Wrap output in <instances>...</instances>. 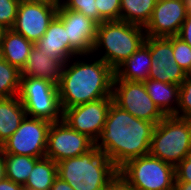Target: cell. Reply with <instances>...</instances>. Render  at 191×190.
I'll return each mask as SVG.
<instances>
[{"mask_svg": "<svg viewBox=\"0 0 191 190\" xmlns=\"http://www.w3.org/2000/svg\"><path fill=\"white\" fill-rule=\"evenodd\" d=\"M20 1L21 0H0V24L6 29L13 27Z\"/></svg>", "mask_w": 191, "mask_h": 190, "instance_id": "f1b7e54d", "label": "cell"}, {"mask_svg": "<svg viewBox=\"0 0 191 190\" xmlns=\"http://www.w3.org/2000/svg\"><path fill=\"white\" fill-rule=\"evenodd\" d=\"M7 29L0 24V47H1V44H2V40H3V36H4V33Z\"/></svg>", "mask_w": 191, "mask_h": 190, "instance_id": "74e56055", "label": "cell"}, {"mask_svg": "<svg viewBox=\"0 0 191 190\" xmlns=\"http://www.w3.org/2000/svg\"><path fill=\"white\" fill-rule=\"evenodd\" d=\"M155 126L112 102L95 146L119 169L127 161L149 154Z\"/></svg>", "mask_w": 191, "mask_h": 190, "instance_id": "6da1fadb", "label": "cell"}, {"mask_svg": "<svg viewBox=\"0 0 191 190\" xmlns=\"http://www.w3.org/2000/svg\"><path fill=\"white\" fill-rule=\"evenodd\" d=\"M57 177V163L48 157L40 158L34 165L25 190H50Z\"/></svg>", "mask_w": 191, "mask_h": 190, "instance_id": "603a6c76", "label": "cell"}, {"mask_svg": "<svg viewBox=\"0 0 191 190\" xmlns=\"http://www.w3.org/2000/svg\"><path fill=\"white\" fill-rule=\"evenodd\" d=\"M33 46L34 43L28 41L21 34L16 33L12 29H7L0 47V56L10 65L16 66L21 70Z\"/></svg>", "mask_w": 191, "mask_h": 190, "instance_id": "d6986e66", "label": "cell"}, {"mask_svg": "<svg viewBox=\"0 0 191 190\" xmlns=\"http://www.w3.org/2000/svg\"><path fill=\"white\" fill-rule=\"evenodd\" d=\"M20 78V70L0 56V98L18 96Z\"/></svg>", "mask_w": 191, "mask_h": 190, "instance_id": "d4e9b609", "label": "cell"}, {"mask_svg": "<svg viewBox=\"0 0 191 190\" xmlns=\"http://www.w3.org/2000/svg\"><path fill=\"white\" fill-rule=\"evenodd\" d=\"M18 98L26 116L51 123L63 120L58 85L49 80L21 76Z\"/></svg>", "mask_w": 191, "mask_h": 190, "instance_id": "52a82bcc", "label": "cell"}, {"mask_svg": "<svg viewBox=\"0 0 191 190\" xmlns=\"http://www.w3.org/2000/svg\"><path fill=\"white\" fill-rule=\"evenodd\" d=\"M99 16L104 21L120 20V0H95Z\"/></svg>", "mask_w": 191, "mask_h": 190, "instance_id": "f546056e", "label": "cell"}, {"mask_svg": "<svg viewBox=\"0 0 191 190\" xmlns=\"http://www.w3.org/2000/svg\"><path fill=\"white\" fill-rule=\"evenodd\" d=\"M65 0H57V4L61 5Z\"/></svg>", "mask_w": 191, "mask_h": 190, "instance_id": "b9f144b4", "label": "cell"}, {"mask_svg": "<svg viewBox=\"0 0 191 190\" xmlns=\"http://www.w3.org/2000/svg\"><path fill=\"white\" fill-rule=\"evenodd\" d=\"M21 1H36V2H46L49 4H57V0H21Z\"/></svg>", "mask_w": 191, "mask_h": 190, "instance_id": "f35d334b", "label": "cell"}, {"mask_svg": "<svg viewBox=\"0 0 191 190\" xmlns=\"http://www.w3.org/2000/svg\"><path fill=\"white\" fill-rule=\"evenodd\" d=\"M94 146L92 139L72 129L64 120L52 122L48 131L45 157L58 163L64 159L78 157Z\"/></svg>", "mask_w": 191, "mask_h": 190, "instance_id": "30bf717a", "label": "cell"}, {"mask_svg": "<svg viewBox=\"0 0 191 190\" xmlns=\"http://www.w3.org/2000/svg\"><path fill=\"white\" fill-rule=\"evenodd\" d=\"M187 14L184 0H157L144 27L146 36L168 38L178 35Z\"/></svg>", "mask_w": 191, "mask_h": 190, "instance_id": "9a60e30c", "label": "cell"}, {"mask_svg": "<svg viewBox=\"0 0 191 190\" xmlns=\"http://www.w3.org/2000/svg\"><path fill=\"white\" fill-rule=\"evenodd\" d=\"M151 62L150 36H147L145 43L114 70V80L144 82L149 78Z\"/></svg>", "mask_w": 191, "mask_h": 190, "instance_id": "ac0fdd59", "label": "cell"}, {"mask_svg": "<svg viewBox=\"0 0 191 190\" xmlns=\"http://www.w3.org/2000/svg\"><path fill=\"white\" fill-rule=\"evenodd\" d=\"M118 169L96 146L78 157L57 163V176L74 190H104Z\"/></svg>", "mask_w": 191, "mask_h": 190, "instance_id": "3957f363", "label": "cell"}, {"mask_svg": "<svg viewBox=\"0 0 191 190\" xmlns=\"http://www.w3.org/2000/svg\"><path fill=\"white\" fill-rule=\"evenodd\" d=\"M6 178L5 154L0 150V180Z\"/></svg>", "mask_w": 191, "mask_h": 190, "instance_id": "d590c367", "label": "cell"}, {"mask_svg": "<svg viewBox=\"0 0 191 190\" xmlns=\"http://www.w3.org/2000/svg\"><path fill=\"white\" fill-rule=\"evenodd\" d=\"M157 0H120V20L145 27Z\"/></svg>", "mask_w": 191, "mask_h": 190, "instance_id": "7402d4cb", "label": "cell"}, {"mask_svg": "<svg viewBox=\"0 0 191 190\" xmlns=\"http://www.w3.org/2000/svg\"><path fill=\"white\" fill-rule=\"evenodd\" d=\"M175 182H191V154L175 166Z\"/></svg>", "mask_w": 191, "mask_h": 190, "instance_id": "4dcf8cb0", "label": "cell"}, {"mask_svg": "<svg viewBox=\"0 0 191 190\" xmlns=\"http://www.w3.org/2000/svg\"><path fill=\"white\" fill-rule=\"evenodd\" d=\"M150 57L152 59L149 79L181 85L186 71L175 61L172 37L150 36Z\"/></svg>", "mask_w": 191, "mask_h": 190, "instance_id": "5bb4252c", "label": "cell"}, {"mask_svg": "<svg viewBox=\"0 0 191 190\" xmlns=\"http://www.w3.org/2000/svg\"><path fill=\"white\" fill-rule=\"evenodd\" d=\"M175 117L191 120V80L185 79L179 86V104Z\"/></svg>", "mask_w": 191, "mask_h": 190, "instance_id": "4316f807", "label": "cell"}, {"mask_svg": "<svg viewBox=\"0 0 191 190\" xmlns=\"http://www.w3.org/2000/svg\"><path fill=\"white\" fill-rule=\"evenodd\" d=\"M104 190H135L131 185L117 172L114 177L106 184Z\"/></svg>", "mask_w": 191, "mask_h": 190, "instance_id": "1f68e13d", "label": "cell"}, {"mask_svg": "<svg viewBox=\"0 0 191 190\" xmlns=\"http://www.w3.org/2000/svg\"><path fill=\"white\" fill-rule=\"evenodd\" d=\"M62 69L63 64L59 60L47 56L34 44L20 74L25 77L46 79L58 85Z\"/></svg>", "mask_w": 191, "mask_h": 190, "instance_id": "e0dca14e", "label": "cell"}, {"mask_svg": "<svg viewBox=\"0 0 191 190\" xmlns=\"http://www.w3.org/2000/svg\"><path fill=\"white\" fill-rule=\"evenodd\" d=\"M58 7V4L46 2L20 1L17 17L11 29L35 44L57 15Z\"/></svg>", "mask_w": 191, "mask_h": 190, "instance_id": "8fae6325", "label": "cell"}, {"mask_svg": "<svg viewBox=\"0 0 191 190\" xmlns=\"http://www.w3.org/2000/svg\"><path fill=\"white\" fill-rule=\"evenodd\" d=\"M146 37L144 27L121 20L103 21L97 25L92 56L99 55L102 48L105 53L98 57L115 70L145 43Z\"/></svg>", "mask_w": 191, "mask_h": 190, "instance_id": "277c9868", "label": "cell"}, {"mask_svg": "<svg viewBox=\"0 0 191 190\" xmlns=\"http://www.w3.org/2000/svg\"><path fill=\"white\" fill-rule=\"evenodd\" d=\"M149 154L173 166L191 154V120L165 116L154 128Z\"/></svg>", "mask_w": 191, "mask_h": 190, "instance_id": "5b68a950", "label": "cell"}, {"mask_svg": "<svg viewBox=\"0 0 191 190\" xmlns=\"http://www.w3.org/2000/svg\"><path fill=\"white\" fill-rule=\"evenodd\" d=\"M172 46L176 63L187 71L191 66V46L177 35L172 37Z\"/></svg>", "mask_w": 191, "mask_h": 190, "instance_id": "83f0119b", "label": "cell"}, {"mask_svg": "<svg viewBox=\"0 0 191 190\" xmlns=\"http://www.w3.org/2000/svg\"><path fill=\"white\" fill-rule=\"evenodd\" d=\"M144 85L152 101L166 116L176 113L179 104V85L149 78L144 81Z\"/></svg>", "mask_w": 191, "mask_h": 190, "instance_id": "ffe728a7", "label": "cell"}, {"mask_svg": "<svg viewBox=\"0 0 191 190\" xmlns=\"http://www.w3.org/2000/svg\"><path fill=\"white\" fill-rule=\"evenodd\" d=\"M175 190H191V182H175Z\"/></svg>", "mask_w": 191, "mask_h": 190, "instance_id": "8d00e7d4", "label": "cell"}, {"mask_svg": "<svg viewBox=\"0 0 191 190\" xmlns=\"http://www.w3.org/2000/svg\"><path fill=\"white\" fill-rule=\"evenodd\" d=\"M112 98L136 118L157 124L166 116L148 95L144 82L113 80Z\"/></svg>", "mask_w": 191, "mask_h": 190, "instance_id": "9c48e42d", "label": "cell"}, {"mask_svg": "<svg viewBox=\"0 0 191 190\" xmlns=\"http://www.w3.org/2000/svg\"><path fill=\"white\" fill-rule=\"evenodd\" d=\"M25 116L18 96L0 98V146L19 128Z\"/></svg>", "mask_w": 191, "mask_h": 190, "instance_id": "44dd1931", "label": "cell"}, {"mask_svg": "<svg viewBox=\"0 0 191 190\" xmlns=\"http://www.w3.org/2000/svg\"><path fill=\"white\" fill-rule=\"evenodd\" d=\"M188 14H191V0H184Z\"/></svg>", "mask_w": 191, "mask_h": 190, "instance_id": "ab89813d", "label": "cell"}, {"mask_svg": "<svg viewBox=\"0 0 191 190\" xmlns=\"http://www.w3.org/2000/svg\"><path fill=\"white\" fill-rule=\"evenodd\" d=\"M57 16L64 24L69 48L84 59L92 55L98 24L84 14L66 9L62 4L58 7Z\"/></svg>", "mask_w": 191, "mask_h": 190, "instance_id": "4fadbf2b", "label": "cell"}, {"mask_svg": "<svg viewBox=\"0 0 191 190\" xmlns=\"http://www.w3.org/2000/svg\"><path fill=\"white\" fill-rule=\"evenodd\" d=\"M69 60L63 65L58 94L64 111L77 105L112 98L114 70L102 59L94 62ZM71 64V65H70Z\"/></svg>", "mask_w": 191, "mask_h": 190, "instance_id": "7a4b0ae2", "label": "cell"}, {"mask_svg": "<svg viewBox=\"0 0 191 190\" xmlns=\"http://www.w3.org/2000/svg\"><path fill=\"white\" fill-rule=\"evenodd\" d=\"M39 159L27 155L5 154L6 178L24 186Z\"/></svg>", "mask_w": 191, "mask_h": 190, "instance_id": "cb8c5ba5", "label": "cell"}, {"mask_svg": "<svg viewBox=\"0 0 191 190\" xmlns=\"http://www.w3.org/2000/svg\"><path fill=\"white\" fill-rule=\"evenodd\" d=\"M118 172L135 190H175V166L150 154L127 161Z\"/></svg>", "mask_w": 191, "mask_h": 190, "instance_id": "8992f818", "label": "cell"}, {"mask_svg": "<svg viewBox=\"0 0 191 190\" xmlns=\"http://www.w3.org/2000/svg\"><path fill=\"white\" fill-rule=\"evenodd\" d=\"M51 122L25 116L19 128L0 146L4 154L43 158Z\"/></svg>", "mask_w": 191, "mask_h": 190, "instance_id": "ba28073f", "label": "cell"}, {"mask_svg": "<svg viewBox=\"0 0 191 190\" xmlns=\"http://www.w3.org/2000/svg\"><path fill=\"white\" fill-rule=\"evenodd\" d=\"M186 78L191 80V66H190V68L186 71Z\"/></svg>", "mask_w": 191, "mask_h": 190, "instance_id": "60d3db41", "label": "cell"}, {"mask_svg": "<svg viewBox=\"0 0 191 190\" xmlns=\"http://www.w3.org/2000/svg\"><path fill=\"white\" fill-rule=\"evenodd\" d=\"M62 5L66 9L84 14L97 24H101L104 21L98 14L95 0H65Z\"/></svg>", "mask_w": 191, "mask_h": 190, "instance_id": "484cf974", "label": "cell"}, {"mask_svg": "<svg viewBox=\"0 0 191 190\" xmlns=\"http://www.w3.org/2000/svg\"><path fill=\"white\" fill-rule=\"evenodd\" d=\"M0 190H25L23 185L17 184L8 178L0 180Z\"/></svg>", "mask_w": 191, "mask_h": 190, "instance_id": "836d02e7", "label": "cell"}, {"mask_svg": "<svg viewBox=\"0 0 191 190\" xmlns=\"http://www.w3.org/2000/svg\"><path fill=\"white\" fill-rule=\"evenodd\" d=\"M50 190H74L69 183L62 180L60 177H56Z\"/></svg>", "mask_w": 191, "mask_h": 190, "instance_id": "e575fe53", "label": "cell"}, {"mask_svg": "<svg viewBox=\"0 0 191 190\" xmlns=\"http://www.w3.org/2000/svg\"><path fill=\"white\" fill-rule=\"evenodd\" d=\"M113 98H102L67 108L63 111V120L75 131L87 135L94 142L104 129L107 114Z\"/></svg>", "mask_w": 191, "mask_h": 190, "instance_id": "7c38bea8", "label": "cell"}, {"mask_svg": "<svg viewBox=\"0 0 191 190\" xmlns=\"http://www.w3.org/2000/svg\"><path fill=\"white\" fill-rule=\"evenodd\" d=\"M47 56L59 60L63 65L77 55L69 48V39L62 20L56 15L45 34L35 43Z\"/></svg>", "mask_w": 191, "mask_h": 190, "instance_id": "2e32d148", "label": "cell"}, {"mask_svg": "<svg viewBox=\"0 0 191 190\" xmlns=\"http://www.w3.org/2000/svg\"><path fill=\"white\" fill-rule=\"evenodd\" d=\"M177 36L191 46V14H187Z\"/></svg>", "mask_w": 191, "mask_h": 190, "instance_id": "d6a6232c", "label": "cell"}]
</instances>
